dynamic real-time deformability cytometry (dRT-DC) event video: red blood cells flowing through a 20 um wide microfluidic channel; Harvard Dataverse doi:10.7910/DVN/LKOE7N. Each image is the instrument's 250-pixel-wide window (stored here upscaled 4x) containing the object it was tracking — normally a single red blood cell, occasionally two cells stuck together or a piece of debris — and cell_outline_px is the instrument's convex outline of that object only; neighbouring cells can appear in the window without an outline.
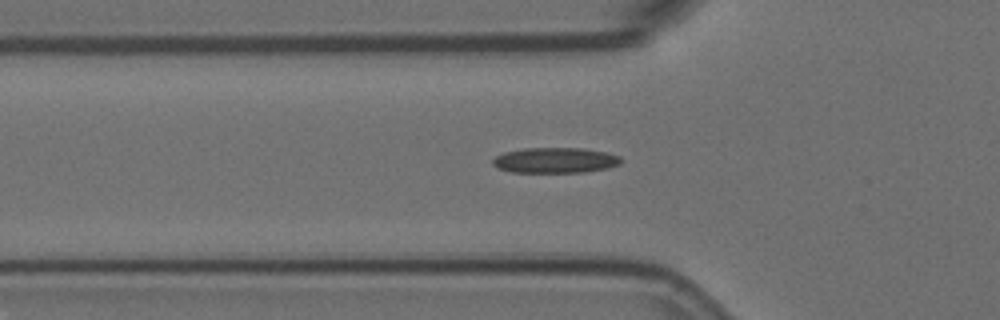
{"species": "Egyptian fruit bat (a non-hibernating species)", "species_latin": "Rousettus aegyptiacus", "temperature_condition": "room temperature", "stored_images_in_passage": 35, "camera_frame_rate_fps": 3000, "um_per_image_px": 0.085, "animal": {"sex": "female"}, "frame": {"image": 1, "passage_image": 3, "time_ms": 0.667, "image_size_px": [1000, 320], "cell_outline_px": [[620, 164], [608, 168], [584, 172], [512, 172], [500, 168], [492, 164], [492, 160], [496, 156], [504, 152], [524, 148], [584, 148], [608, 152], [620, 156]], "centroid_in_image_um": [47.21, 13.61], "position_along_channel_um": 78.6, "area_um2": 19.02}}
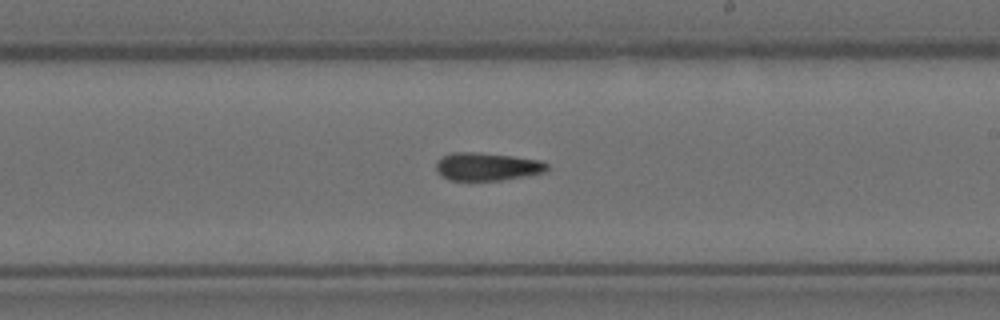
{"frame": {"image": 2, "passage_image": 17, "time_ms": 5.333, "image_size_px": [1000, 320], "cell_outline_px": [[548, 168], [544, 172], [500, 180], [448, 180], [440, 176], [436, 172], [436, 160], [452, 152], [472, 152], [512, 156], [540, 160], [548, 164]], "centroid_in_image_um": [41.34, 14.16], "position_along_channel_um": 247.7, "area_um2": 17.98}}
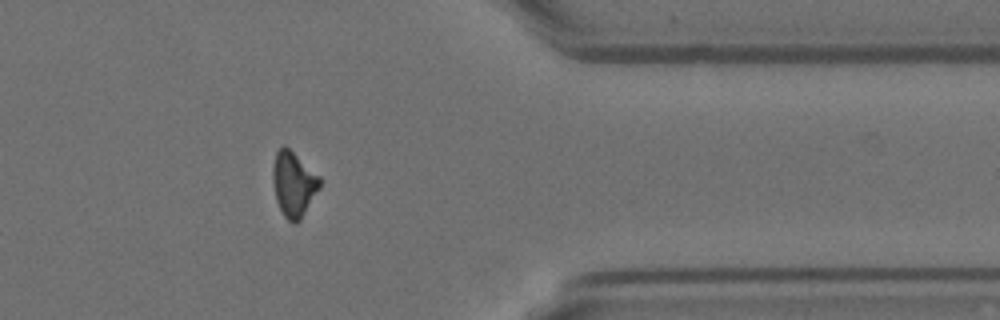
{"frame": {"image": 3, "passage_image": 30, "time_ms": 9.667, "image_size_px": [1000, 320], "cell_outline_px": [[320, 188], [300, 220], [296, 224], [292, 224], [284, 216], [276, 200], [272, 180], [272, 168], [276, 152], [284, 144], [320, 176]], "centroid_in_image_um": [24.95, 15.65], "position_along_channel_um": 386.5, "area_um2": 17.8}}